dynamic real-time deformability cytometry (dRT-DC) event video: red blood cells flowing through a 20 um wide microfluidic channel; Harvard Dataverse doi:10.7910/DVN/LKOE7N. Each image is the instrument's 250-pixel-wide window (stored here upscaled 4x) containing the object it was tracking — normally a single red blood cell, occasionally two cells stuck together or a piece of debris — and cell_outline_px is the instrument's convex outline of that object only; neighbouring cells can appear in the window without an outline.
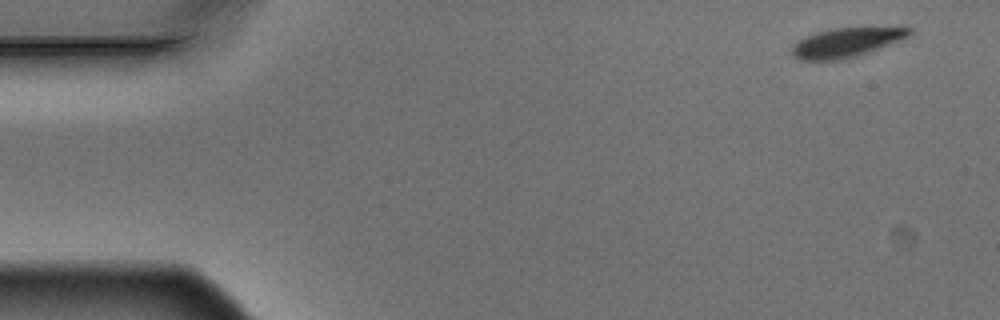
{"species": "Egyptian fruit bat (a non-hibernating species)", "species_latin": "Rousettus aegyptiacus", "temperature_condition": "warm", "stored_images_in_passage": 9, "camera_frame_rate_fps": 3000, "um_per_image_px": 0.085, "animal": {"sex": "male"}, "frame": {"image": 1, "passage_image": 1, "time_ms": 0.0, "image_size_px": [1000, 320], "cell_outline_px": [[912, 32], [908, 36], [900, 40], [856, 56], [840, 60], [800, 60], [792, 56], [792, 44], [816, 32], [832, 28], [900, 24], [908, 24], [912, 28]], "centroid_in_image_um": [72.07, 3.54], "position_along_channel_um": 12.9, "area_um2": 20.87}}
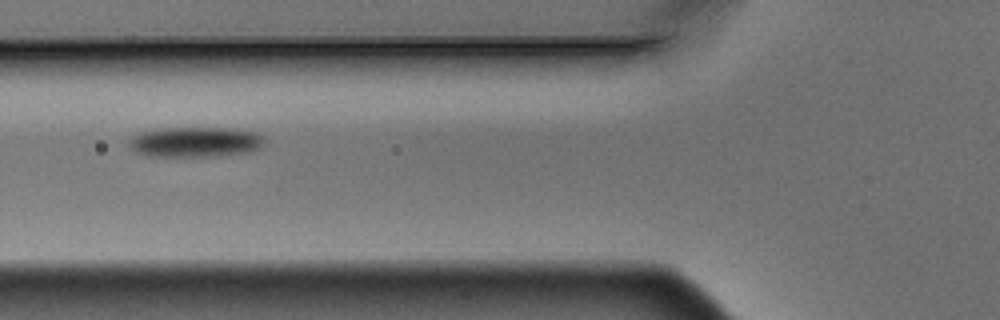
{"frame": {"image": 2, "passage_image": 6, "time_ms": 1.667, "image_size_px": [1000, 320], "cell_outline_px": [[264, 144], [260, 148], [248, 152], [216, 156], [148, 156], [136, 152], [128, 144], [128, 140], [132, 136], [140, 132], [164, 128], [232, 128], [252, 132], [260, 136], [264, 140]], "centroid_in_image_um": [16.56, 12.07], "position_along_channel_um": 109.2, "area_um2": 23.7}}
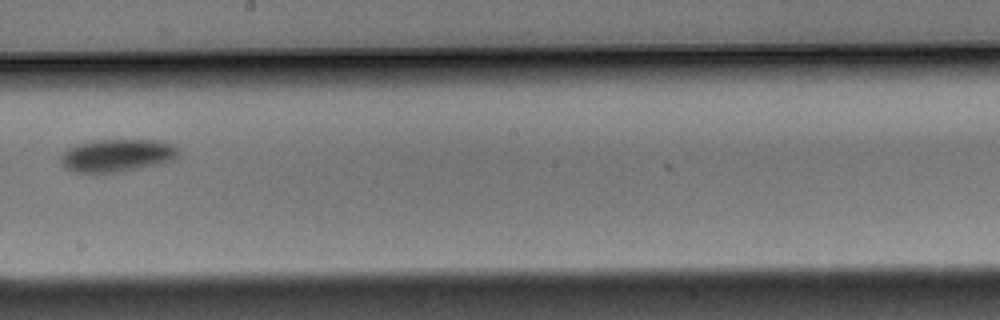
{"frame": {"image": 3, "passage_image": 9, "time_ms": 2.667, "image_size_px": [1000, 320], "cell_outline_px": [[180, 152], [172, 160], [164, 164], [92, 176], [76, 172], [64, 168], [60, 164], [60, 156], [68, 148], [76, 144], [100, 140], [160, 140], [172, 144]], "centroid_in_image_um": [9.9, 13.25], "position_along_channel_um": 238.3, "area_um2": 23.06}}